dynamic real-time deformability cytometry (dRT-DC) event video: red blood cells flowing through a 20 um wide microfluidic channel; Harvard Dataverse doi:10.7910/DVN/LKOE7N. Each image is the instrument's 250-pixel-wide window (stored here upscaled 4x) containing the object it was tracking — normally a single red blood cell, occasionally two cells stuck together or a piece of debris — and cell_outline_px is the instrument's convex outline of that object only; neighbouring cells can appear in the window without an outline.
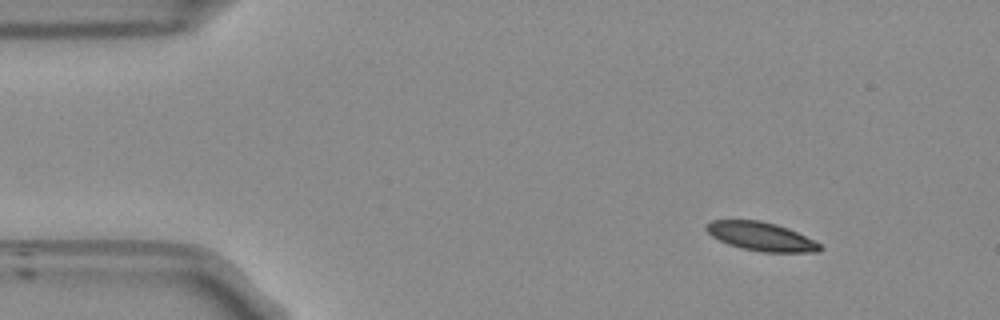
{"species": "Egyptian fruit bat (a non-hibernating species)", "species_latin": "Rousettus aegyptiacus", "temperature_condition": "room temperature", "stored_images_in_passage": 48, "camera_frame_rate_fps": 3000, "um_per_image_px": 0.085, "frame": {"image": 1, "passage_image": 1, "time_ms": 0.0, "image_size_px": [1000, 320], "cell_outline_px": [[824, 248], [820, 252], [764, 252], [740, 248], [728, 244], [712, 236], [704, 228], [704, 224], [712, 220], [760, 220], [776, 224], [788, 228], [820, 244]], "centroid_in_image_um": [64.67, 20.1], "position_along_channel_um": 20.3, "area_um2": 18.96}}
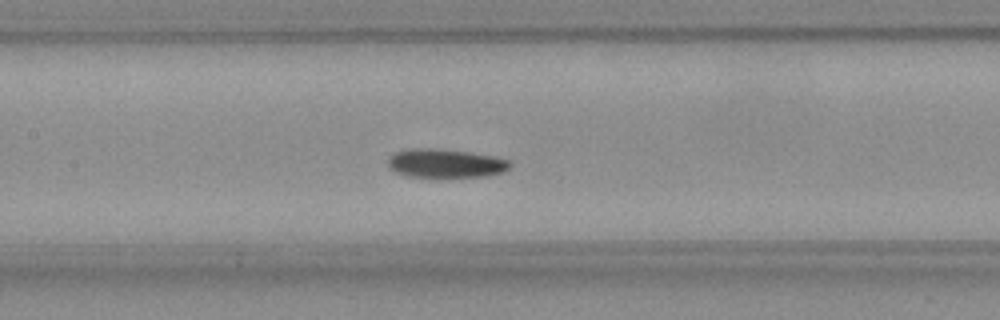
{"frame": {"image": 2, "passage_image": 19, "time_ms": 6.0, "image_size_px": [1000, 320], "cell_outline_px": [[512, 164], [504, 172], [484, 176], [436, 180], [408, 176], [396, 172], [388, 168], [388, 160], [396, 152], [408, 148], [432, 148], [472, 152], [492, 156], [508, 160]], "centroid_in_image_um": [37.85, 13.93], "position_along_channel_um": 169.6, "area_um2": 21.27}}
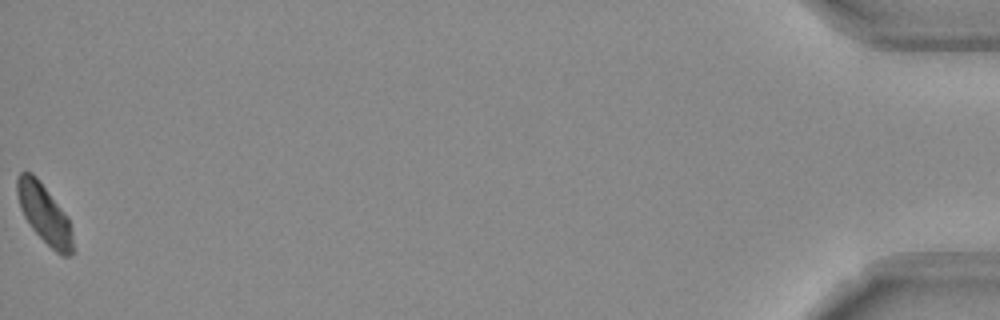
{"frame": {"image": 3, "passage_image": 48, "time_ms": 15.667, "image_size_px": [1000, 320], "cell_outline_px": [[76, 252], [68, 256], [60, 256], [32, 228], [24, 216], [20, 208], [16, 192], [16, 176], [20, 172], [32, 172], [36, 176], [68, 216], [72, 232]], "centroid_in_image_um": [3.79, 18.19], "position_along_channel_um": 431.4, "area_um2": 19.42}, "authors_computed_cell_mechanics": {"area_um2": 20.23, "velocity_mm_per_s": 3.7987, "shape_relaxation_time_tau1_ms": 2.3289, "shape_relaxation_time_tau2_ms": null, "deformation_change_tau1": 0.0979, "deformation_change_tau2": null}}